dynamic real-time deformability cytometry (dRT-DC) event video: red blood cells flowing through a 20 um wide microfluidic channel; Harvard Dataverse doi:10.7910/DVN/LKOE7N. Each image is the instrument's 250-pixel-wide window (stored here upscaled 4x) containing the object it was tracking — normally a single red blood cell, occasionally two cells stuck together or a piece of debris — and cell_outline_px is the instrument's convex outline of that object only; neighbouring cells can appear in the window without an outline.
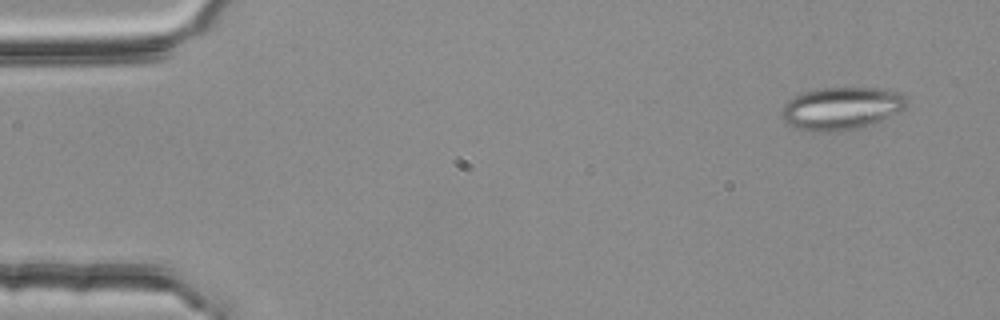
{"species": "common noctule bat (a hibernating species)", "species_latin": "Nyctalus noctula", "temperature_condition": "room temperature", "stored_images_in_passage": 52, "camera_frame_rate_fps": 3000, "um_per_image_px": 0.085, "animal": {"sex": "female", "body_mass_g": 25.1}, "frame": {"image": 1, "passage_image": 2, "time_ms": 0.333, "image_size_px": [1000, 320], "cell_outline_px": [[908, 104], [904, 108], [864, 128], [840, 132], [816, 132], [792, 128], [784, 120], [780, 112], [784, 104], [788, 100], [804, 92], [820, 88], [888, 88], [904, 96], [908, 100]], "centroid_in_image_um": [71.49, 9.23], "position_along_channel_um": 13.5, "area_um2": 31.39}}
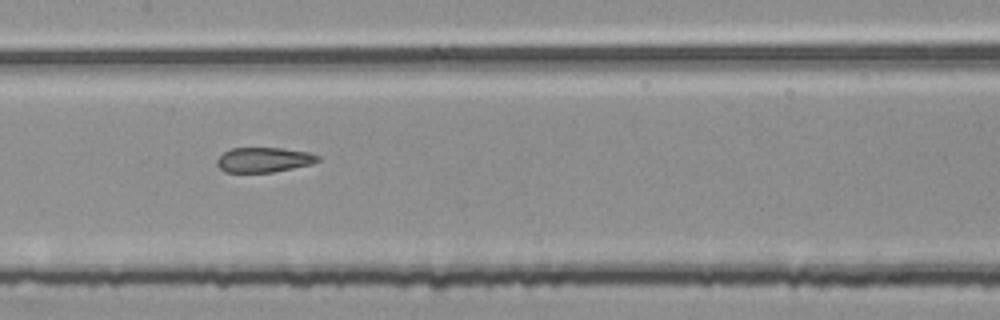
{"frame": {"image": 2, "passage_image": 25, "time_ms": 8.0, "image_size_px": [1000, 320], "cell_outline_px": [[320, 160], [312, 164], [272, 172], [224, 172], [216, 164], [216, 160], [224, 152], [232, 148], [280, 148], [308, 152], [320, 156]], "centroid_in_image_um": [22.42, 13.58], "position_along_channel_um": 185.0, "area_um2": 14.57}}
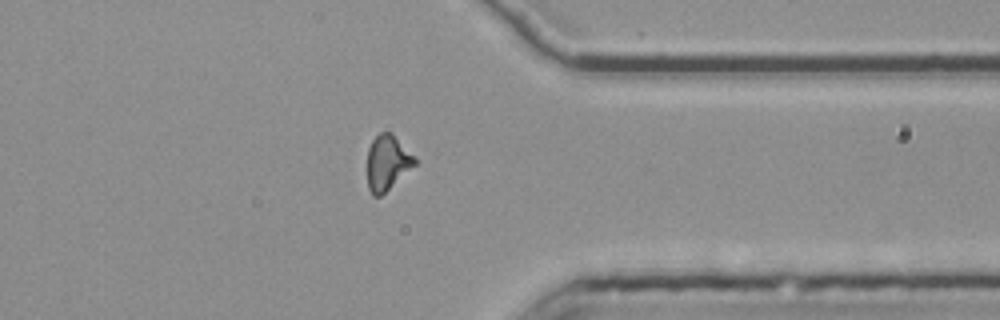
{"frame": {"image": 3, "passage_image": 41, "time_ms": 13.333, "image_size_px": [1000, 320], "cell_outline_px": [[416, 164], [380, 196], [372, 196], [368, 188], [368, 148], [372, 140], [380, 132], [392, 132], [416, 156]], "centroid_in_image_um": [32.94, 13.79], "position_along_channel_um": 378.5, "area_um2": 15.26}, "authors_computed_cell_mechanics": {"area_um2": 15.3459, "velocity_mm_per_s": 3.7915, "shape_relaxation_time_tau1_ms": null, "shape_relaxation_time_tau2_ms": 1.8988, "deformation_change_tau1": null, "deformation_change_tau2": 0.122}}